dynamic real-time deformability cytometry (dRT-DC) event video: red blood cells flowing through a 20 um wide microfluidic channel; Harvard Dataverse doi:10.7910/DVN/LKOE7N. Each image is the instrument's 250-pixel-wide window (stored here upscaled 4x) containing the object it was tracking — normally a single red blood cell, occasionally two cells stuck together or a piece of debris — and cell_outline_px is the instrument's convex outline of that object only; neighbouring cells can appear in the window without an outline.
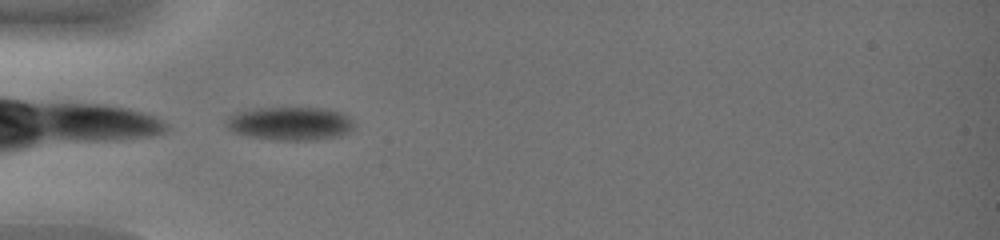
{"species": "common noctule bat (a hibernating species)", "species_latin": "Nyctalus noctula", "temperature_condition": "warm", "stored_images_in_passage": 31, "camera_frame_rate_fps": 3000, "um_per_image_px": 0.085, "animal": {"sex": "female", "body_mass_g": 19.0, "forearm_length_mm": 51.5}, "frame": {"image": 1, "passage_image": 1, "time_ms": 0.0, "image_size_px": [1000, 240], "cell_outline_px": [[352, 128], [348, 132], [336, 136], [316, 140], [272, 140], [232, 132], [224, 124], [224, 120], [228, 116], [236, 112], [256, 108], [328, 108], [340, 112], [348, 116], [352, 120]], "centroid_in_image_um": [24.61, 10.49], "position_along_channel_um": 60.4, "area_um2": 24.91}}
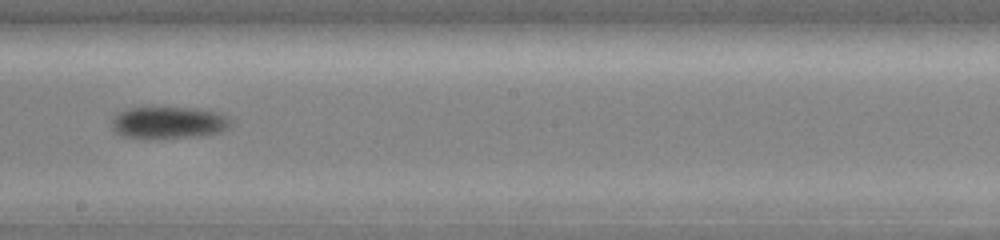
{"frame": {"image": 2, "passage_image": 14, "time_ms": 4.333, "image_size_px": [1000, 240], "cell_outline_px": [[232, 124], [228, 128], [220, 132], [200, 136], [156, 140], [144, 140], [124, 136], [116, 132], [112, 128], [112, 116], [116, 112], [128, 108], [196, 108], [220, 112], [228, 116], [232, 120]], "centroid_in_image_um": [14.33, 10.45], "position_along_channel_um": 233.9, "area_um2": 23.0}}
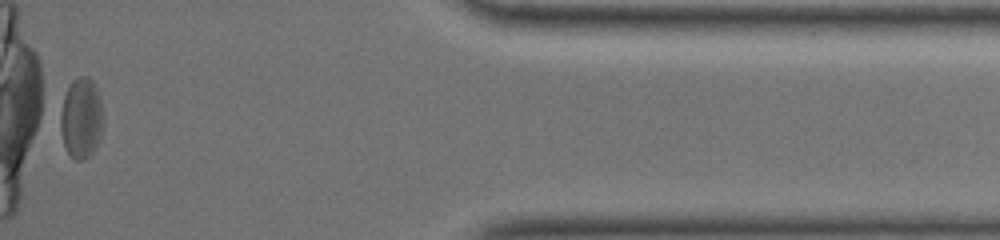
{"frame": {"image": 3, "passage_image": 31, "time_ms": 10.0, "image_size_px": [1000, 240], "cell_outline_px": [[104, 128], [92, 152], [84, 160], [76, 160], [68, 152], [64, 144], [56, 116], [64, 96], [72, 80], [80, 76], [88, 76], [92, 80], [100, 96], [104, 116]], "centroid_in_image_um": [6.89, 10.01], "position_along_channel_um": 428.3, "area_um2": 20.69}}